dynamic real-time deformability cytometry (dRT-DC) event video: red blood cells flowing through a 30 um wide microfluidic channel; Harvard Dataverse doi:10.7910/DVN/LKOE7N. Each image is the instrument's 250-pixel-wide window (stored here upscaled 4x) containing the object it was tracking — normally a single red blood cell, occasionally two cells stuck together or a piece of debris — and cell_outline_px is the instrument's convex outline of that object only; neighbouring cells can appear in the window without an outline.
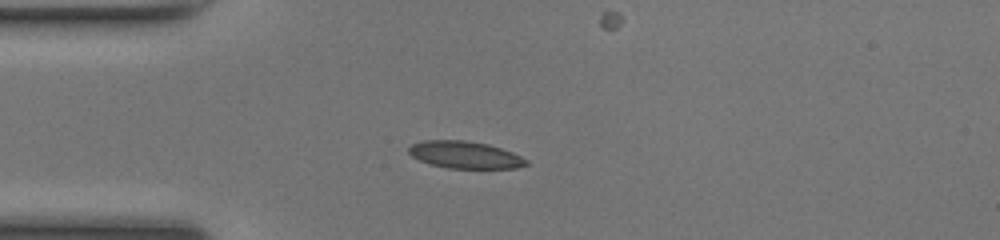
{"species": "common noctule bat (a hibernating species)", "species_latin": "Nyctalus noctula", "temperature_condition": "room temperature", "stored_images_in_passage": 33, "camera_frame_rate_fps": 3000, "um_per_image_px": 0.085, "animal": {"sex": "female", "body_mass_g": 17.0, "forearm_length_mm": 48.0}, "frame": {"image": 1, "passage_image": 1, "time_ms": 0.0, "image_size_px": [1000, 240], "cell_outline_px": [[528, 164], [516, 168], [448, 168], [432, 164], [420, 160], [412, 156], [408, 152], [408, 148], [412, 144], [424, 140], [464, 140], [488, 144], [512, 152], [528, 160]], "centroid_in_image_um": [39.52, 13.15], "position_along_channel_um": 45.5, "area_um2": 18.44}}
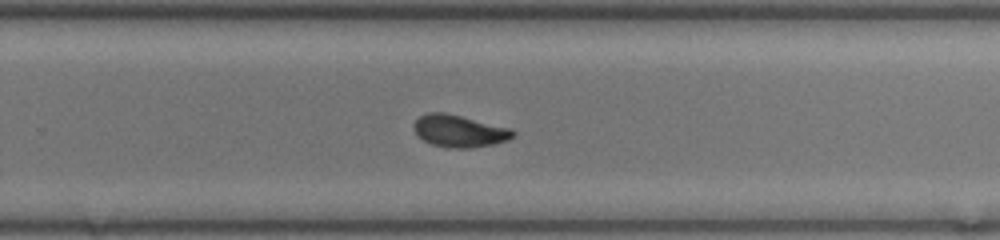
{"frame": {"image": 2, "passage_image": 20, "time_ms": 6.333, "image_size_px": [1000, 240], "cell_outline_px": [[516, 132], [508, 140], [492, 144], [472, 148], [448, 148], [432, 144], [416, 136], [412, 128], [416, 120], [420, 116], [428, 112], [444, 112], [512, 128]], "centroid_in_image_um": [39.02, 11.14], "position_along_channel_um": 290.8, "area_um2": 18.67}}
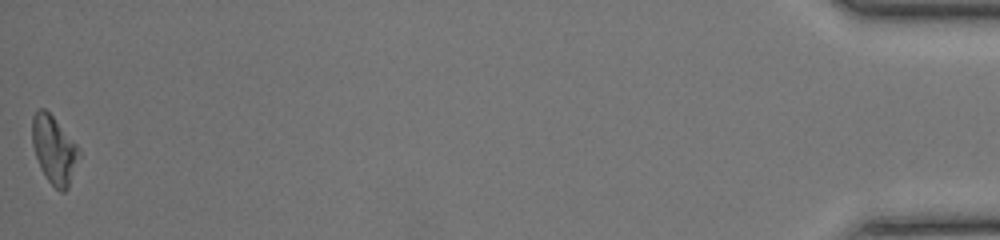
{"frame": {"image": 3, "passage_image": 33, "time_ms": 10.667, "image_size_px": [1000, 240], "cell_outline_px": [[80, 156], [68, 188], [64, 192], [60, 192], [48, 180], [40, 168], [32, 144], [32, 116], [40, 108], [44, 108], [52, 116], [80, 148]], "centroid_in_image_um": [4.6, 12.74], "position_along_channel_um": 430.6, "area_um2": 18.38}, "authors_computed_cell_mechanics": {"area_um2": 18.785, "velocity_mm_per_s": 4.14, "shape_relaxation_time_tau1_ms": 4.7979, "shape_relaxation_time_tau2_ms": 1.3289, "deformation_change_tau1": 0.1814, "deformation_change_tau2": 0.0739}}